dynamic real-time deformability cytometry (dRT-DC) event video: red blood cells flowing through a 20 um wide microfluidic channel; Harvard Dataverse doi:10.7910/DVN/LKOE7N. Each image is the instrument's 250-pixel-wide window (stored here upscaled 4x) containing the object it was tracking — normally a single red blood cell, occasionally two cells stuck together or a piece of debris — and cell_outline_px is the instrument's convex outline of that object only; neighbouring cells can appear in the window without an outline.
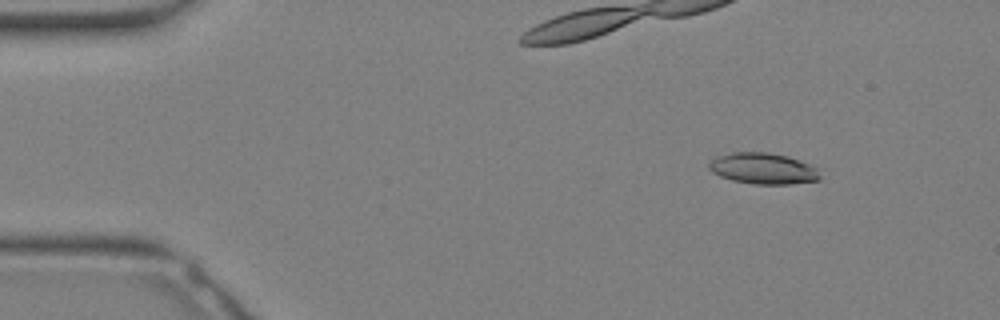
{"species": "Egyptian fruit bat (a non-hibernating species)", "species_latin": "Rousettus aegyptiacus", "temperature_condition": "warm", "stored_images_in_passage": 13, "camera_frame_rate_fps": 3000, "um_per_image_px": 0.085, "animal": {"sex": "female"}, "frame": {"image": 1, "passage_image": 3, "time_ms": 0.667, "image_size_px": [1000, 320], "cell_outline_px": [[820, 180], [792, 184], [756, 184], [732, 180], [720, 176], [712, 172], [708, 168], [708, 164], [716, 156], [736, 152], [768, 152], [788, 156], [808, 164], [816, 168], [820, 176]], "centroid_in_image_um": [64.85, 14.32], "position_along_channel_um": 20.1, "area_um2": 20.06}}
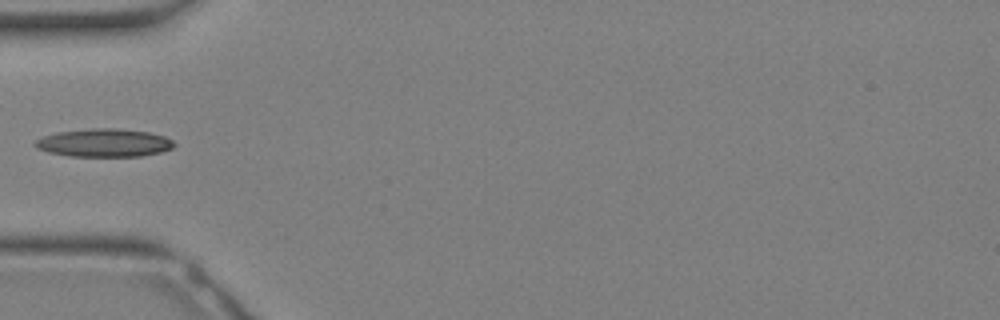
{"frame": {"image": 2, "passage_image": 10, "time_ms": 3.0, "image_size_px": [1000, 320], "cell_outline_px": [[176, 144], [172, 148], [160, 152], [140, 156], [68, 156], [48, 152], [36, 148], [32, 144], [36, 140], [44, 136], [56, 132], [92, 128], [116, 128], [148, 132], [164, 136], [172, 140]], "centroid_in_image_um": [8.82, 12.14], "position_along_channel_um": 76.2, "area_um2": 22.77}}